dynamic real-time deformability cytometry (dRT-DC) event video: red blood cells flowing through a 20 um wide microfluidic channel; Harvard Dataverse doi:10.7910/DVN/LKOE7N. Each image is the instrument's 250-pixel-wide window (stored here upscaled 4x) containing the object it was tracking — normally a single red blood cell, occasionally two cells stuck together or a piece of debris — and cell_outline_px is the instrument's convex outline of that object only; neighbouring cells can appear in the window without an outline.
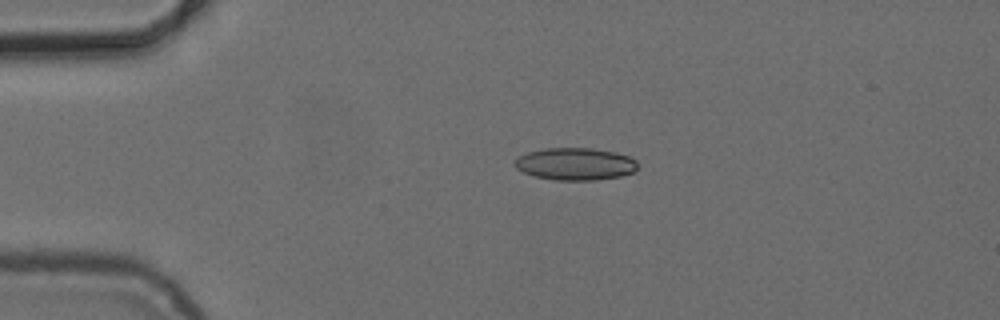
{"species": "common noctule bat (a hibernating species)", "species_latin": "Nyctalus noctula", "temperature_condition": "cold", "stored_images_in_passage": 5, "camera_frame_rate_fps": 3000, "um_per_image_px": 0.085, "animal": {"sex": "female", "body_mass_g": 24.6, "forearm_length_mm": 56.2}, "frame": {"image": 1, "passage_image": 3, "time_ms": 2.333, "image_size_px": [1000, 320], "cell_outline_px": [[636, 168], [632, 172], [620, 176], [596, 180], [552, 180], [532, 176], [516, 168], [512, 164], [516, 156], [528, 152], [544, 148], [592, 148], [616, 152], [628, 156], [636, 160]], "centroid_in_image_um": [48.83, 13.93], "position_along_channel_um": 36.2, "area_um2": 23.35}}
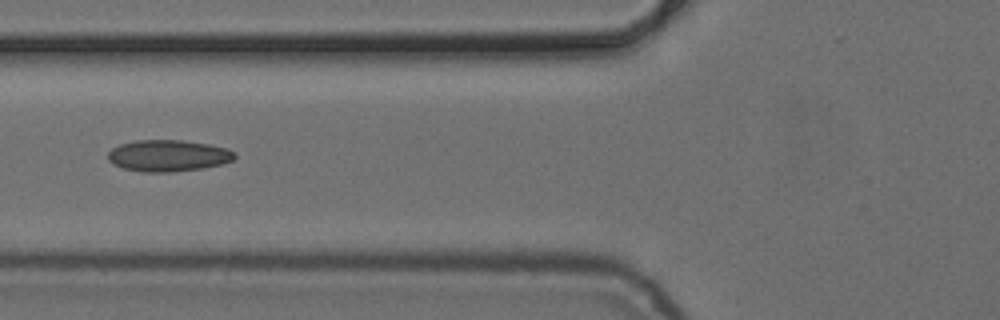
{"frame": {"image": 2, "passage_image": 5, "time_ms": 5.333, "image_size_px": [1000, 320], "cell_outline_px": [[236, 156], [232, 160], [220, 164], [204, 168], [172, 172], [144, 172], [124, 168], [112, 164], [108, 160], [108, 152], [112, 148], [120, 144], [136, 140], [180, 140], [208, 144], [228, 148], [236, 152]], "centroid_in_image_um": [14.29, 13.23], "position_along_channel_um": 111.5, "area_um2": 23.35}}